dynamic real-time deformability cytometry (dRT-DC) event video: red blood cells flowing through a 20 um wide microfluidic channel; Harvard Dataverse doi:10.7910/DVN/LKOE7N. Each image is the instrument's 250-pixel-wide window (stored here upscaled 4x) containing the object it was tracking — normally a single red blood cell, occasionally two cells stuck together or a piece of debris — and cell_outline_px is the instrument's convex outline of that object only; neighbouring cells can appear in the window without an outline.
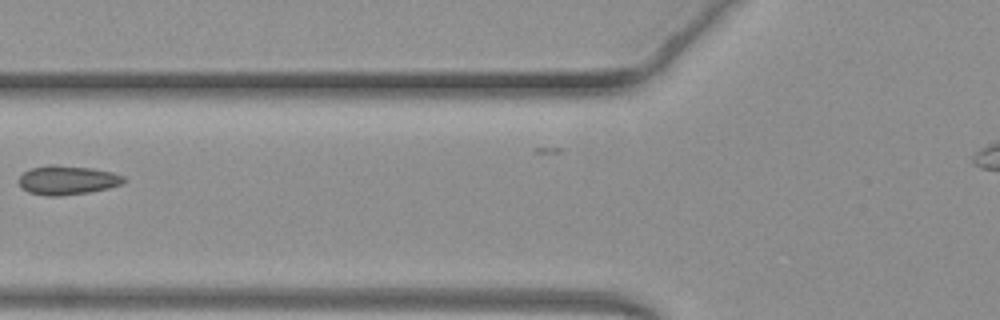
{"species": "common noctule bat (a hibernating species)", "species_latin": "Nyctalus noctula", "temperature_condition": "warm", "stored_images_in_passage": 23, "camera_frame_rate_fps": 3000, "um_per_image_px": 0.085, "animal": {"sex": "female", "body_mass_g": 19.3, "forearm_length_mm": 54.1}, "frame": {"image": 1, "passage_image": 2, "time_ms": 0.333, "image_size_px": [1000, 320], "cell_outline_px": [[128, 180], [120, 184], [108, 188], [88, 192], [60, 196], [44, 196], [28, 192], [16, 180], [24, 172], [32, 168], [48, 164], [52, 164], [92, 168], [112, 172], [124, 176]], "centroid_in_image_um": [5.72, 15.31], "position_along_channel_um": 120.1, "area_um2": 17.86}}
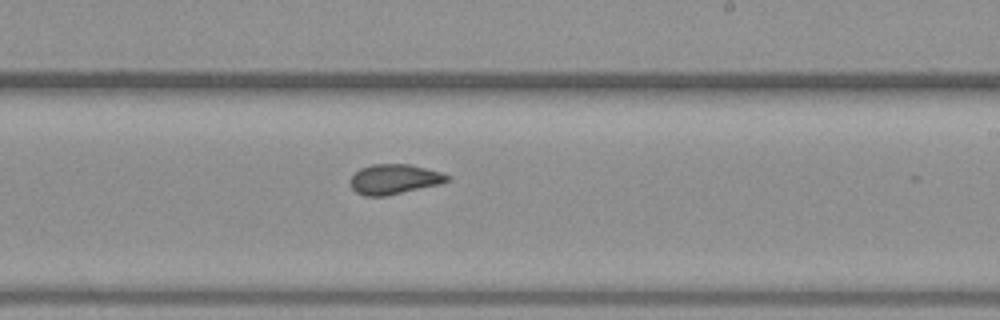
{"frame": {"image": 2, "passage_image": 12, "time_ms": 3.667, "image_size_px": [1000, 320], "cell_outline_px": [[452, 176], [448, 180], [440, 184], [388, 196], [364, 196], [356, 192], [352, 188], [348, 180], [360, 168], [372, 164], [408, 164], [440, 172]], "centroid_in_image_um": [33.49, 15.24], "position_along_channel_um": 255.5, "area_um2": 16.99}}
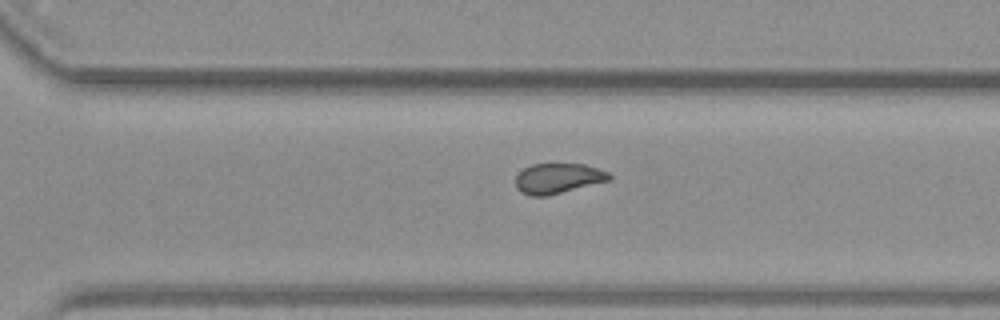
{"frame": {"image": 3, "passage_image": 17, "time_ms": 5.333, "image_size_px": [1000, 320], "cell_outline_px": [[612, 180], [548, 196], [528, 196], [520, 192], [516, 188], [516, 176], [524, 168], [532, 164], [584, 164], [608, 172], [612, 176]], "centroid_in_image_um": [47.43, 15.18], "position_along_channel_um": 323.2, "area_um2": 16.65}}